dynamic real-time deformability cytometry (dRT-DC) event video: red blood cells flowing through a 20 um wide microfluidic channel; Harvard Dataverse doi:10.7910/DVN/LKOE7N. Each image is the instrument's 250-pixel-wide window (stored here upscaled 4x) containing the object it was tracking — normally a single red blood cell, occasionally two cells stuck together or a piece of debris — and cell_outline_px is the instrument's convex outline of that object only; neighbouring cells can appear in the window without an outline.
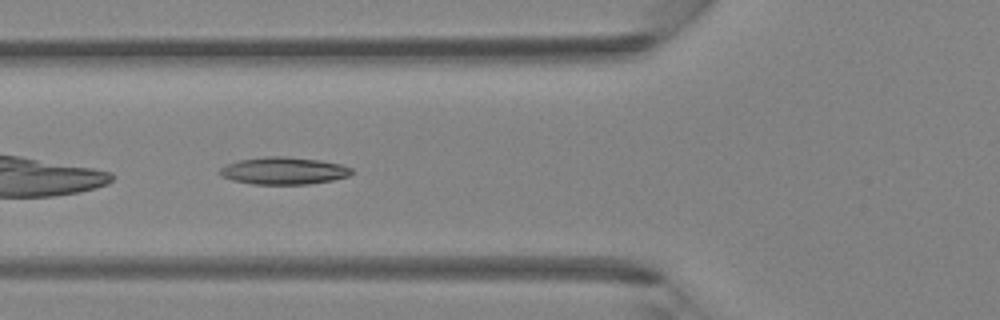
{"species": "Egyptian fruit bat (a non-hibernating species)", "species_latin": "Rousettus aegyptiacus", "temperature_condition": "room temperature", "stored_images_in_passage": 30, "camera_frame_rate_fps": 3000, "um_per_image_px": 0.085, "animal": {"sex": "female"}, "frame": {"image": 1, "passage_image": 3, "time_ms": 0.667, "image_size_px": [1000, 320], "cell_outline_px": [[352, 172], [348, 176], [332, 180], [308, 184], [252, 184], [232, 180], [220, 176], [216, 172], [220, 168], [228, 164], [240, 160], [264, 156], [288, 156], [320, 160], [340, 164], [352, 168]], "centroid_in_image_um": [24.08, 14.51], "position_along_channel_um": 101.7, "area_um2": 21.04}}
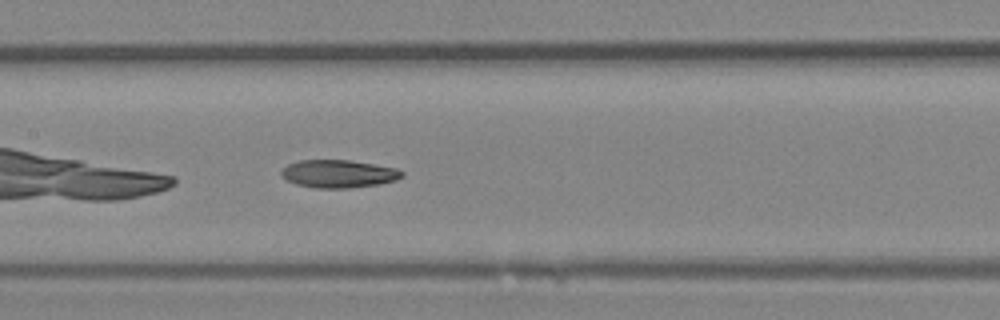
{"frame": {"image": 2, "passage_image": 8, "time_ms": 2.333, "image_size_px": [1000, 320], "cell_outline_px": [[404, 176], [396, 180], [380, 184], [348, 188], [312, 188], [296, 184], [280, 176], [280, 172], [288, 164], [300, 160], [348, 160], [396, 168], [404, 172]], "centroid_in_image_um": [28.77, 14.78], "position_along_channel_um": 178.6, "area_um2": 19.59}}
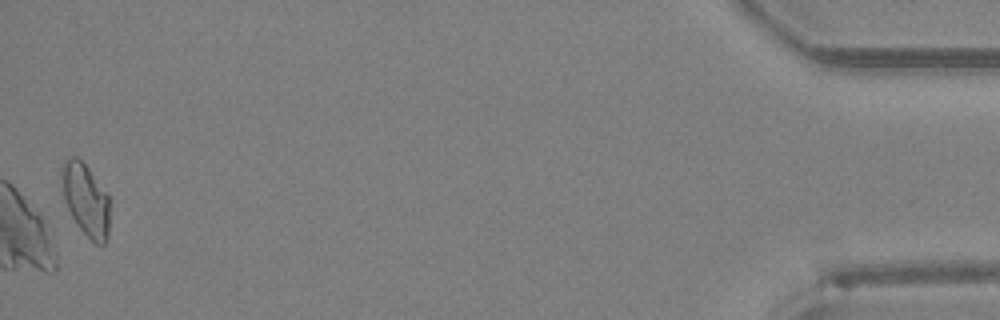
{"frame": {"image": 3, "passage_image": 30, "time_ms": 9.667, "image_size_px": [1000, 320], "cell_outline_px": [[108, 236], [104, 244], [96, 244], [76, 224], [64, 200], [60, 176], [60, 168], [64, 160], [68, 156], [76, 156], [88, 168], [108, 192]], "centroid_in_image_um": [7.26, 16.92], "position_along_channel_um": 427.9, "area_um2": 20.29}}